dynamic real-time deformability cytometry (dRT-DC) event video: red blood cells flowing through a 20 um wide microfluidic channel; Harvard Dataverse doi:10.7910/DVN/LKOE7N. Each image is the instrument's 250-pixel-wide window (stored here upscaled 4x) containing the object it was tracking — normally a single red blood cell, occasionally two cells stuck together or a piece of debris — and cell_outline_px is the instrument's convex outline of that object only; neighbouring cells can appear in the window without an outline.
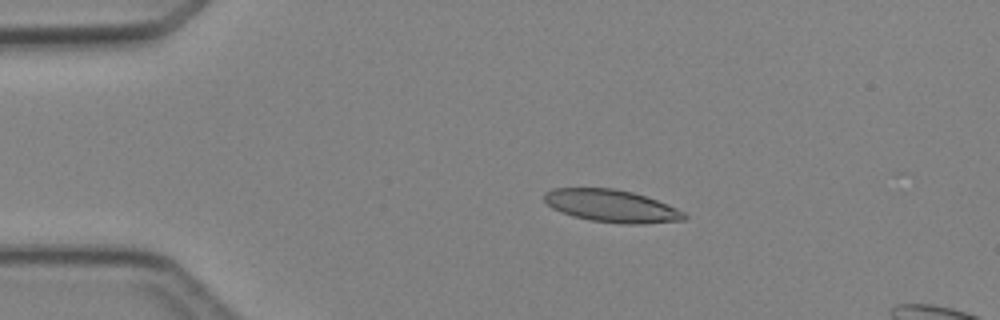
{"species": "Egyptian fruit bat (a non-hibernating species)", "species_latin": "Rousettus aegyptiacus", "temperature_condition": "cold", "stored_images_in_passage": 3, "camera_frame_rate_fps": 3000, "um_per_image_px": 0.085, "animal": {"sex": "female"}, "frame": {"image": 1, "passage_image": 2, "time_ms": 1.333, "image_size_px": [1000, 320], "cell_outline_px": [[688, 216], [684, 220], [644, 224], [624, 224], [588, 220], [572, 216], [552, 208], [544, 200], [544, 192], [552, 188], [612, 188], [632, 192], [656, 200], [676, 208], [684, 212]], "centroid_in_image_um": [51.96, 17.51], "position_along_channel_um": 33.0, "area_um2": 26.47}}